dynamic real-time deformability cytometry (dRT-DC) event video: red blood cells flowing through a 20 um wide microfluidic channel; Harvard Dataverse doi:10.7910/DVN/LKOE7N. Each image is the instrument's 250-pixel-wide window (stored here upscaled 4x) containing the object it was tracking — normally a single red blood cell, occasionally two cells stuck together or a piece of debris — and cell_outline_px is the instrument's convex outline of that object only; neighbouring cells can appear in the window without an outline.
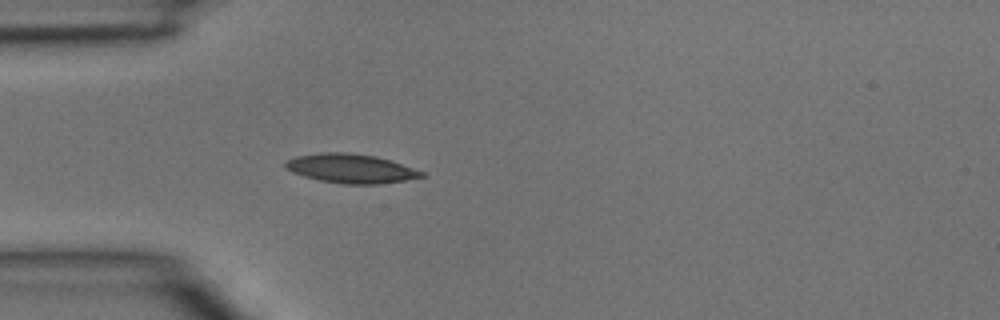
{"species": "common noctule bat (a hibernating species)", "species_latin": "Nyctalus noctula", "temperature_condition": "room temperature", "stored_images_in_passage": 3, "camera_frame_rate_fps": 3000, "um_per_image_px": 0.085, "animal": {"sex": "male", "body_mass_g": 15.6}, "frame": {"image": 1, "passage_image": 3, "time_ms": 0.667, "image_size_px": [1000, 320], "cell_outline_px": [[428, 176], [380, 184], [344, 184], [320, 180], [304, 176], [292, 172], [284, 168], [284, 160], [296, 156], [320, 152], [348, 152], [376, 156], [424, 172]], "centroid_in_image_um": [29.77, 14.32], "position_along_channel_um": 55.2, "area_um2": 23.12}}